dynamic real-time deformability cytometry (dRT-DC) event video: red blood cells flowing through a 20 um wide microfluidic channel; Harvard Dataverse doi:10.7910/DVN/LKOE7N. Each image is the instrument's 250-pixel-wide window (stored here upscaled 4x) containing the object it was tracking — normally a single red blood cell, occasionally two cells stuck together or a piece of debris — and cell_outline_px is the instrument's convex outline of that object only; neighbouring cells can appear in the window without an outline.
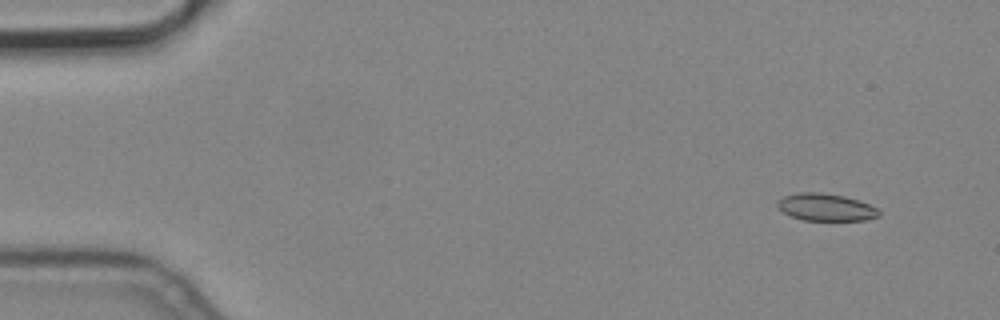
{"species": "common noctule bat (a hibernating species)", "species_latin": "Nyctalus noctula", "temperature_condition": "cold", "stored_images_in_passage": 6, "camera_frame_rate_fps": 3000, "um_per_image_px": 0.085, "animal": {"sex": "male", "body_mass_g": 19.2, "forearm_length_mm": 51.8}, "frame": {"image": 1, "passage_image": 2, "time_ms": 0.333, "image_size_px": [1000, 320], "cell_outline_px": [[880, 216], [864, 220], [804, 220], [792, 216], [784, 212], [776, 204], [784, 196], [800, 192], [820, 192], [844, 196], [860, 200], [876, 208], [880, 212]], "centroid_in_image_um": [70.23, 17.61], "position_along_channel_um": 14.8, "area_um2": 15.95}}
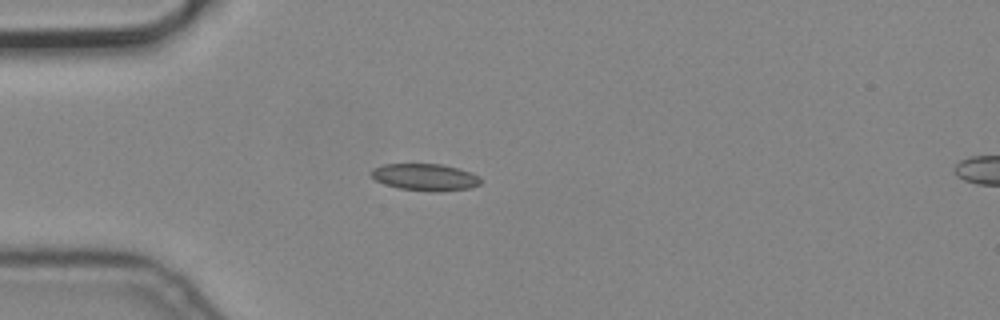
{"frame": {"image": 2, "passage_image": 5, "time_ms": 1.333, "image_size_px": [1000, 320], "cell_outline_px": [[480, 184], [468, 188], [440, 192], [432, 192], [400, 188], [384, 184], [376, 180], [372, 176], [372, 168], [384, 164], [440, 164], [460, 168], [472, 172], [480, 176]], "centroid_in_image_um": [36.17, 15.05], "position_along_channel_um": 48.8, "area_um2": 17.22}}